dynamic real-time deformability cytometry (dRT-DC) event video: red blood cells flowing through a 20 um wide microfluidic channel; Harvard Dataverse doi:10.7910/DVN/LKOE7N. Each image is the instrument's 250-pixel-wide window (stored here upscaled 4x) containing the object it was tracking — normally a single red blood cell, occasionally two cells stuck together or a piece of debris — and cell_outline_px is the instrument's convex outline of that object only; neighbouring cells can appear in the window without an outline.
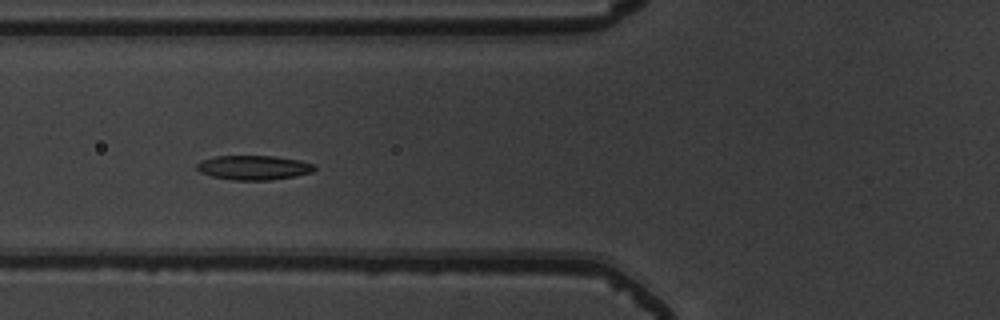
{"species": "common noctule bat (a hibernating species)", "species_latin": "Nyctalus noctula", "temperature_condition": "warm", "stored_images_in_passage": 29, "camera_frame_rate_fps": 3000, "um_per_image_px": 0.085, "animal": {"sex": "male", "body_mass_g": 19.5, "forearm_length_mm": 54.6}, "frame": {"image": 1, "passage_image": 6, "time_ms": 1.667, "image_size_px": [1000, 320], "cell_outline_px": [[316, 168], [312, 172], [296, 176], [268, 180], [232, 180], [212, 176], [200, 172], [196, 168], [196, 164], [200, 160], [216, 156], [272, 156], [300, 160], [316, 164]], "centroid_in_image_um": [21.57, 14.24], "position_along_channel_um": 104.2, "area_um2": 16.82}}
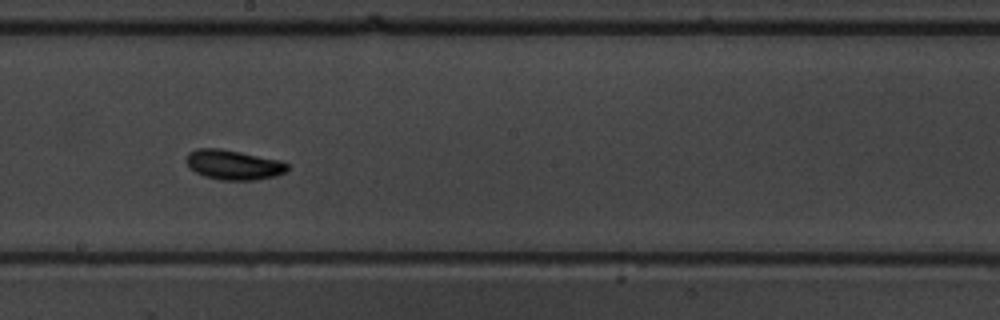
{"frame": {"image": 2, "passage_image": 16, "time_ms": 5.0, "image_size_px": [1000, 320], "cell_outline_px": [[288, 172], [276, 176], [256, 180], [220, 180], [204, 176], [196, 172], [184, 160], [188, 152], [196, 148], [220, 148], [280, 160], [288, 164]], "centroid_in_image_um": [19.85, 14.01], "position_along_channel_um": 228.3, "area_um2": 17.69}}
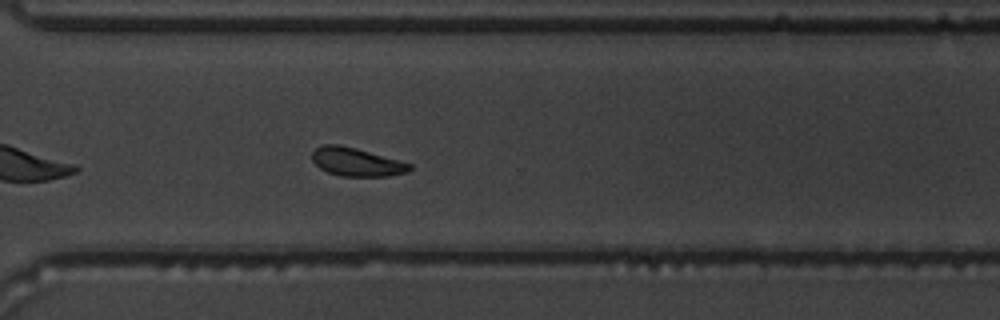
{"frame": {"image": 3, "passage_image": 25, "time_ms": 8.0, "image_size_px": [1000, 320], "cell_outline_px": [[412, 168], [408, 172], [388, 176], [340, 176], [328, 172], [320, 168], [312, 160], [312, 152], [316, 148], [324, 144], [340, 144], [356, 148], [412, 164]], "centroid_in_image_um": [30.29, 13.77], "position_along_channel_um": 340.3, "area_um2": 16.07}, "authors_computed_cell_mechanics": {"area_um2": 16.8198, "velocity_mm_per_s": 3.7246, "shape_relaxation_time_tau1_ms": 2.0354, "shape_relaxation_time_tau2_ms": 11.351, "deformation_change_tau1": 0.0938, "deformation_change_tau2": 0.1787}}